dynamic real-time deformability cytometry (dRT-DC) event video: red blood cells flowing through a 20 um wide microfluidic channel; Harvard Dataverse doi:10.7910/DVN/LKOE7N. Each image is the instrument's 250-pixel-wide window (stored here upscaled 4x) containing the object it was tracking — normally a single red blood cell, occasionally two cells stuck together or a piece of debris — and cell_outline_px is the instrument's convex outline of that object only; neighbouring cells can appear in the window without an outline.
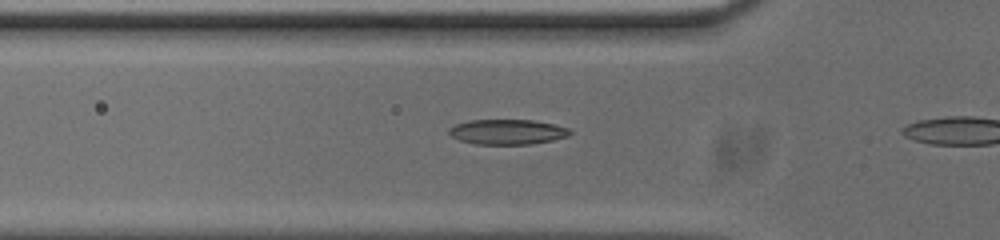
{"species": "common noctule bat (a hibernating species)", "species_latin": "Nyctalus noctula", "temperature_condition": "cold", "stored_images_in_passage": 12, "camera_frame_rate_fps": 3000, "um_per_image_px": 0.085, "animal": {"sex": "male", "body_mass_g": 20.0, "forearm_length_mm": 53.3}, "frame": {"image": 1, "passage_image": 10, "time_ms": 3.0, "image_size_px": [1000, 240], "cell_outline_px": [[572, 132], [568, 136], [552, 140], [532, 144], [476, 144], [460, 140], [452, 136], [448, 132], [448, 128], [456, 124], [472, 120], [532, 120], [552, 124], [568, 128]], "centroid_in_image_um": [43.12, 11.21], "position_along_channel_um": 82.7, "area_um2": 17.51}}